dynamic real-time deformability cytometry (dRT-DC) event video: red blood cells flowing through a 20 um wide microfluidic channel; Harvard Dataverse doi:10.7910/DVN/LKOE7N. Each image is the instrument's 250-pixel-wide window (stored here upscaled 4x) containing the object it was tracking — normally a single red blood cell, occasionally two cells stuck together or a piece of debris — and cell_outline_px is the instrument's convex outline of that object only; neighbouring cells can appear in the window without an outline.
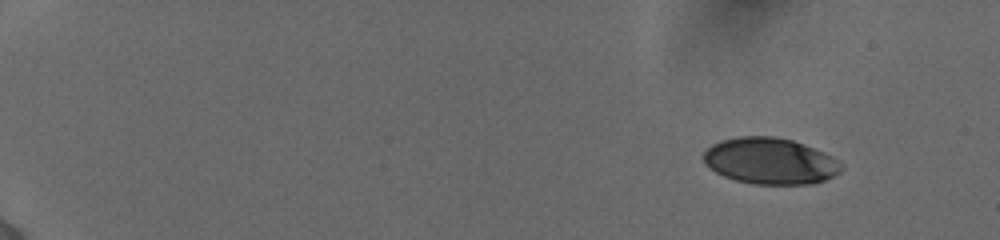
{"species": "human", "species_latin": "Homo sapiens", "temperature_condition": "cold", "stored_images_in_passage": 50, "camera_frame_rate_fps": 3000, "um_per_image_px": 0.085, "donor": {"sex": "female"}, "frame": {"image": 1, "passage_image": 1, "time_ms": 0.0, "image_size_px": [1000, 240], "cell_outline_px": [[844, 168], [840, 172], [824, 180], [812, 184], [752, 184], [736, 180], [724, 176], [716, 172], [704, 164], [704, 152], [712, 144], [720, 140], [740, 136], [772, 136], [792, 140], [804, 144], [840, 160]], "centroid_in_image_um": [65.47, 13.69], "position_along_channel_um": 19.5, "area_um2": 37.22}}
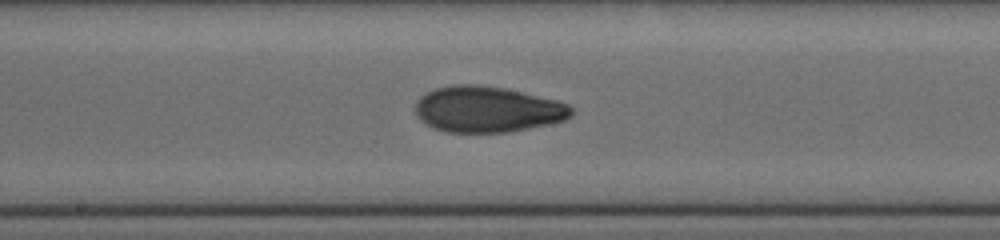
{"frame": {"image": 2, "passage_image": 28, "time_ms": 9.0, "image_size_px": [1000, 240], "cell_outline_px": [[572, 116], [564, 120], [548, 124], [508, 132], [444, 132], [432, 128], [424, 124], [416, 116], [416, 100], [424, 92], [436, 88], [452, 84], [476, 84], [504, 88], [556, 100], [568, 104], [572, 108]], "centroid_in_image_um": [41.37, 9.29], "position_along_channel_um": 206.8, "area_um2": 41.96}}
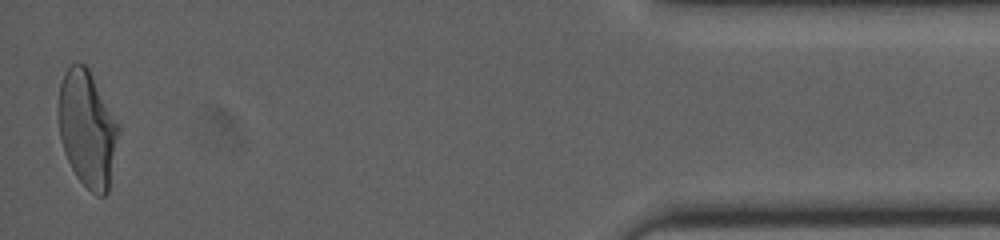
{"frame": {"image": 3, "passage_image": 50, "time_ms": 16.333, "image_size_px": [1000, 240], "cell_outline_px": [[120, 128], [108, 192], [104, 196], [96, 196], [76, 176], [64, 152], [60, 136], [56, 112], [56, 108], [60, 84], [64, 72], [72, 64], [84, 64], [88, 68], [120, 124]], "centroid_in_image_um": [7.41, 10.94], "position_along_channel_um": 427.8, "area_um2": 41.04}, "authors_computed_cell_mechanics": {"area_um2": 40.1999, "velocity_mm_per_s": 3.8817, "shape_relaxation_time_tau1_ms": 5.382, "shape_relaxation_time_tau2_ms": 1.857, "deformation_change_tau1": 0.1937, "deformation_change_tau2": 0.0721}}